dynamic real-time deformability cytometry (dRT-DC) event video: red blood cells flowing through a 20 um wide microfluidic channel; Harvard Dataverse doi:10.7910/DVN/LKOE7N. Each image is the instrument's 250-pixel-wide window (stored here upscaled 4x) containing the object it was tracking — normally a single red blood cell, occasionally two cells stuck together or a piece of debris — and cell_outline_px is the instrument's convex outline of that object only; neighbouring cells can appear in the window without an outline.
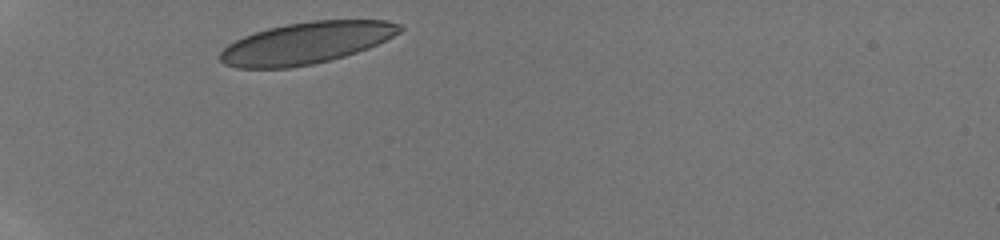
{"species": "human", "species_latin": "Homo sapiens", "temperature_condition": "room temperature", "stored_images_in_passage": 15, "camera_frame_rate_fps": 3000, "um_per_image_px": 0.085, "donor": {"sex": "male"}, "frame": {"image": 1, "passage_image": 1, "time_ms": 0.0, "image_size_px": [1000, 240], "cell_outline_px": [[404, 28], [400, 32], [368, 48], [344, 56], [312, 64], [288, 68], [236, 68], [224, 64], [220, 60], [220, 52], [228, 44], [244, 36], [268, 28], [288, 24], [312, 20], [388, 20], [400, 24]], "centroid_in_image_um": [26.02, 3.65], "position_along_channel_um": 59.0, "area_um2": 43.35}}
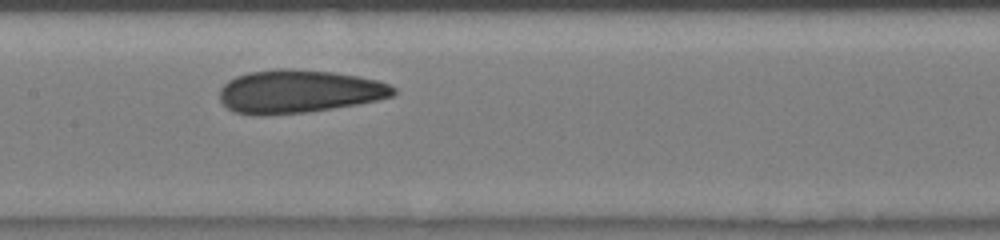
{"frame": {"image": 2, "passage_image": 7, "time_ms": 3.667, "image_size_px": [1000, 240], "cell_outline_px": [[396, 92], [392, 96], [376, 100], [356, 104], [308, 112], [264, 116], [256, 116], [232, 112], [220, 100], [220, 88], [228, 80], [236, 76], [248, 72], [280, 68], [292, 68], [332, 72], [360, 76], [376, 80], [388, 84], [396, 88]], "centroid_in_image_um": [25.36, 7.78], "position_along_channel_um": 182.0, "area_um2": 43.99}}
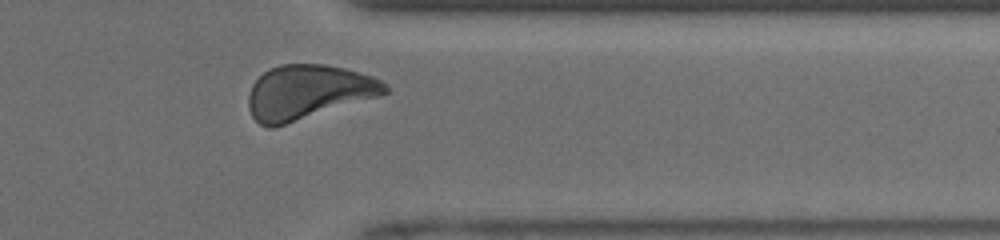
{"frame": {"image": 3, "passage_image": 14, "time_ms": 8.667, "image_size_px": [1000, 240], "cell_outline_px": [[388, 92], [380, 96], [276, 128], [268, 128], [260, 124], [252, 116], [248, 108], [248, 96], [252, 84], [264, 72], [280, 64], [324, 64], [344, 68], [372, 76], [388, 84]], "centroid_in_image_um": [26.18, 7.85], "position_along_channel_um": 385.2, "area_um2": 43.52}, "authors_computed_cell_mechanics": {"area_um2": 43.35, "velocity_mm_per_s": 4.0798, "shape_relaxation_time_tau1_ms": 4.556, "shape_relaxation_time_tau2_ms": 1.4378, "deformation_change_tau1": 0.11, "deformation_change_tau2": 0.0617}}